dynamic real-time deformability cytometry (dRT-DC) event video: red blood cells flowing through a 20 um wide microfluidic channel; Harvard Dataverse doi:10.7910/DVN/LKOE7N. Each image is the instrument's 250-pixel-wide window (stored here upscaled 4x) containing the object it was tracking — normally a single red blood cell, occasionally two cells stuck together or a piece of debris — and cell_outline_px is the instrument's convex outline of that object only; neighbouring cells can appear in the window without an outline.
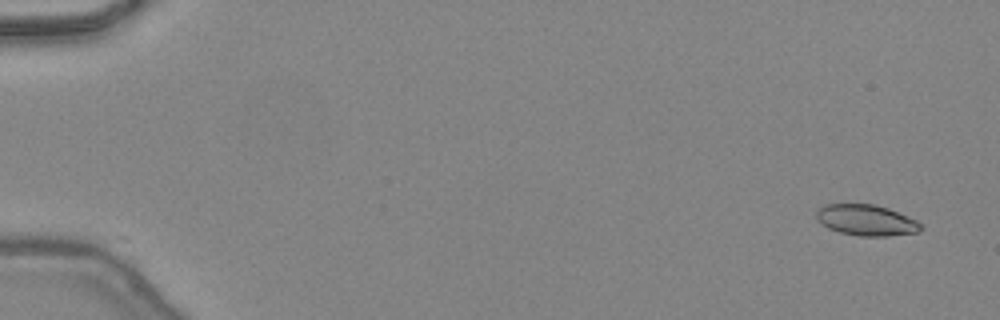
{"species": "common noctule bat (a hibernating species)", "species_latin": "Nyctalus noctula", "temperature_condition": "warm", "stored_images_in_passage": 13, "camera_frame_rate_fps": 3000, "um_per_image_px": 0.085, "animal": {"sex": "female", "body_mass_g": 24.6, "forearm_length_mm": 56.2}, "frame": {"image": 1, "passage_image": 1, "time_ms": 0.0, "image_size_px": [1000, 320], "cell_outline_px": [[920, 228], [916, 232], [888, 236], [860, 236], [840, 232], [828, 228], [816, 220], [816, 212], [824, 204], [876, 204], [888, 208], [916, 220], [920, 224]], "centroid_in_image_um": [73.58, 18.7], "position_along_channel_um": 11.4, "area_um2": 18.67}}